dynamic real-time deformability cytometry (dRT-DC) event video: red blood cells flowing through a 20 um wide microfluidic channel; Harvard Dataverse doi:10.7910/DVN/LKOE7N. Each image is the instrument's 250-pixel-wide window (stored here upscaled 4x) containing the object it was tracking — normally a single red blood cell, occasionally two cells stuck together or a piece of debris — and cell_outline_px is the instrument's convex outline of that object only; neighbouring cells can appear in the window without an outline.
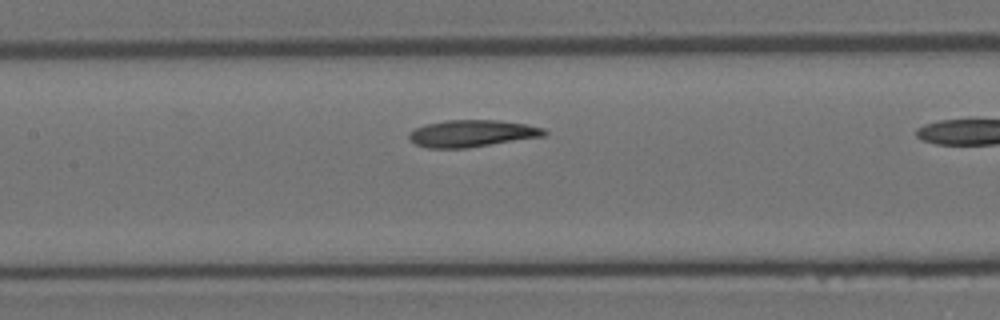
{"species": "Egyptian fruit bat (a non-hibernating species)", "species_latin": "Rousettus aegyptiacus", "temperature_condition": "room temperature", "stored_images_in_passage": 9, "camera_frame_rate_fps": 3000, "um_per_image_px": 0.085, "animal": {"sex": "female"}, "frame": {"image": 1, "passage_image": 8, "time_ms": 2.333, "image_size_px": [1000, 320], "cell_outline_px": [[548, 132], [544, 136], [464, 148], [428, 148], [416, 144], [408, 136], [416, 128], [428, 124], [448, 120], [496, 120], [524, 124], [544, 128]], "centroid_in_image_um": [40.14, 11.34], "position_along_channel_um": 167.3, "area_um2": 20.75}}